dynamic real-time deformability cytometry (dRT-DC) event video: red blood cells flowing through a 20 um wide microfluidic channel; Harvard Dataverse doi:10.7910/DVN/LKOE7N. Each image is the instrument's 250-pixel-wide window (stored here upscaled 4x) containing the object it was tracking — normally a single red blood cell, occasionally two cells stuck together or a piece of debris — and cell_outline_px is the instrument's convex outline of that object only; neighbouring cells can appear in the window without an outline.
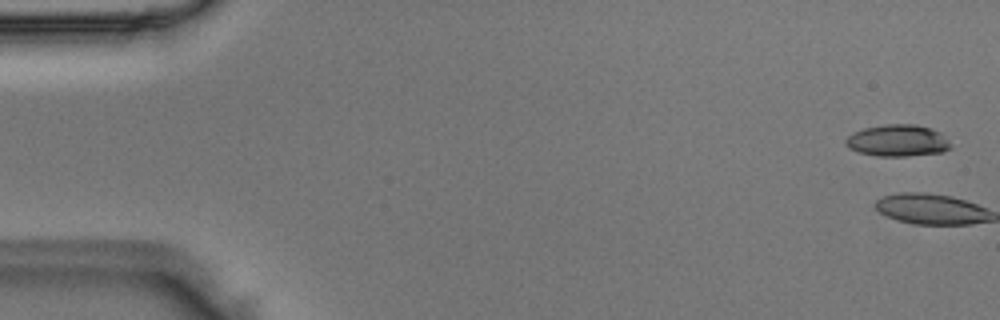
{"species": "Egyptian fruit bat (a non-hibernating species)", "species_latin": "Rousettus aegyptiacus", "temperature_condition": "room temperature", "stored_images_in_passage": 3, "camera_frame_rate_fps": 3000, "um_per_image_px": 0.085, "animal": {"sex": "male"}, "frame": {"image": 1, "passage_image": 2, "time_ms": 0.333, "image_size_px": [1000, 320], "cell_outline_px": [[952, 148], [944, 152], [908, 156], [876, 156], [860, 152], [848, 148], [844, 144], [844, 140], [852, 132], [864, 128], [884, 124], [916, 124], [932, 128], [940, 132], [952, 144]], "centroid_in_image_um": [76.31, 11.95], "position_along_channel_um": 8.7, "area_um2": 19.77}}